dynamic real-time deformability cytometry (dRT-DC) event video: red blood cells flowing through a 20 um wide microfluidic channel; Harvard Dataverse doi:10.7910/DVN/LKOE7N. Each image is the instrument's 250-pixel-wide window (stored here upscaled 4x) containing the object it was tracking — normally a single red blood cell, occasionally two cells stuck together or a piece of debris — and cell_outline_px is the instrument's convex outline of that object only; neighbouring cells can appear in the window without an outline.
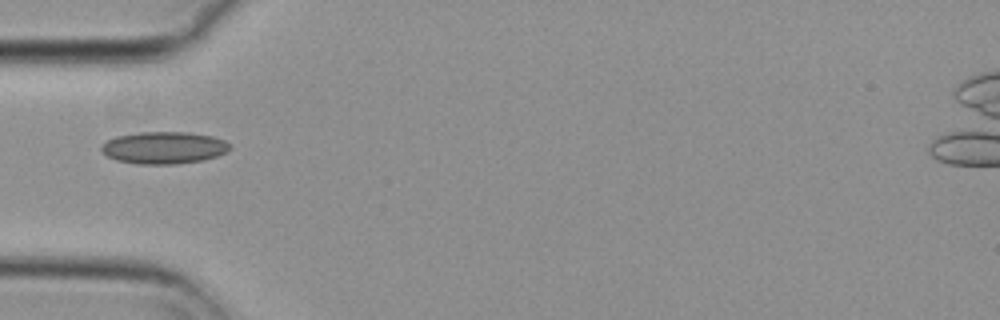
{"species": "common noctule bat (a hibernating species)", "species_latin": "Nyctalus noctula", "temperature_condition": "cold", "stored_images_in_passage": 29, "camera_frame_rate_fps": 3000, "um_per_image_px": 0.085, "animal": {"sex": "female", "body_mass_g": 29.2, "forearm_length_mm": 56.3}, "frame": {"image": 1, "passage_image": 1, "time_ms": 0.0, "image_size_px": [1000, 320], "cell_outline_px": [[232, 148], [216, 156], [204, 160], [176, 164], [136, 164], [116, 160], [108, 156], [100, 148], [108, 140], [116, 136], [140, 132], [188, 132], [212, 136], [224, 140], [232, 144]], "centroid_in_image_um": [13.96, 12.55], "position_along_channel_um": 71.0, "area_um2": 24.04}}
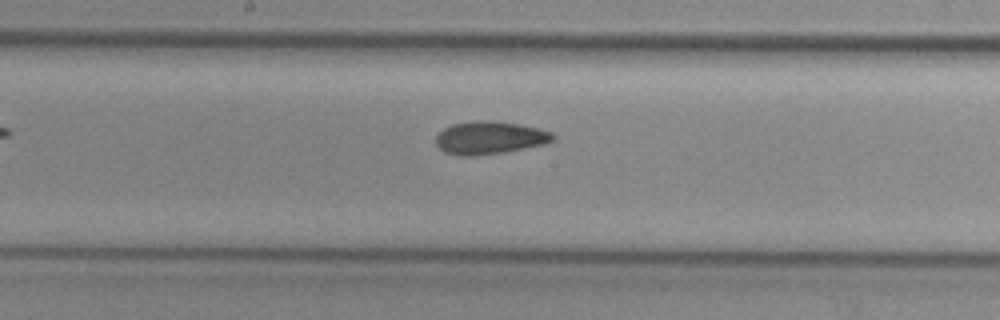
{"frame": {"image": 2, "passage_image": 12, "time_ms": 3.667, "image_size_px": [1000, 320], "cell_outline_px": [[556, 140], [544, 144], [504, 152], [472, 156], [460, 156], [444, 152], [436, 144], [436, 136], [444, 128], [452, 124], [484, 120], [488, 120], [516, 124], [540, 128], [552, 132], [556, 136]], "centroid_in_image_um": [41.65, 11.72], "position_along_channel_um": 206.6, "area_um2": 22.31}}
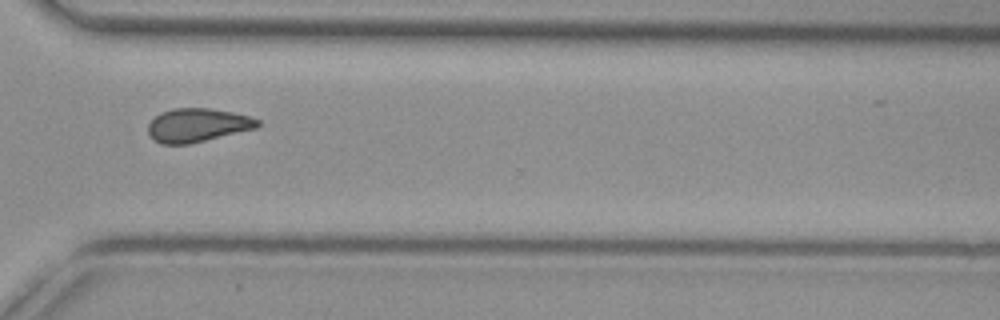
{"frame": {"image": 3, "passage_image": 24, "time_ms": 7.667, "image_size_px": [1000, 320], "cell_outline_px": [[260, 124], [256, 128], [188, 144], [160, 144], [148, 132], [148, 124], [160, 112], [172, 108], [208, 108], [232, 112], [248, 116], [260, 120]], "centroid_in_image_um": [16.77, 10.63], "position_along_channel_um": 353.8, "area_um2": 21.21}}